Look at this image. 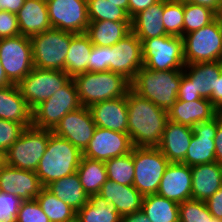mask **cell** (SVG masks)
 <instances>
[{
  "mask_svg": "<svg viewBox=\"0 0 222 222\" xmlns=\"http://www.w3.org/2000/svg\"><path fill=\"white\" fill-rule=\"evenodd\" d=\"M126 98L128 134L133 147H157L168 121V111L141 97L131 88Z\"/></svg>",
  "mask_w": 222,
  "mask_h": 222,
  "instance_id": "1",
  "label": "cell"
},
{
  "mask_svg": "<svg viewBox=\"0 0 222 222\" xmlns=\"http://www.w3.org/2000/svg\"><path fill=\"white\" fill-rule=\"evenodd\" d=\"M82 152L67 139L49 130L46 151L35 171L43 187L63 177L76 173Z\"/></svg>",
  "mask_w": 222,
  "mask_h": 222,
  "instance_id": "2",
  "label": "cell"
},
{
  "mask_svg": "<svg viewBox=\"0 0 222 222\" xmlns=\"http://www.w3.org/2000/svg\"><path fill=\"white\" fill-rule=\"evenodd\" d=\"M182 71H155L143 66L131 81V89L159 108L168 111L177 100Z\"/></svg>",
  "mask_w": 222,
  "mask_h": 222,
  "instance_id": "3",
  "label": "cell"
},
{
  "mask_svg": "<svg viewBox=\"0 0 222 222\" xmlns=\"http://www.w3.org/2000/svg\"><path fill=\"white\" fill-rule=\"evenodd\" d=\"M81 106L126 96L131 82L123 75L111 71L77 74L73 77Z\"/></svg>",
  "mask_w": 222,
  "mask_h": 222,
  "instance_id": "4",
  "label": "cell"
},
{
  "mask_svg": "<svg viewBox=\"0 0 222 222\" xmlns=\"http://www.w3.org/2000/svg\"><path fill=\"white\" fill-rule=\"evenodd\" d=\"M30 38L34 67L65 71L71 32L51 28Z\"/></svg>",
  "mask_w": 222,
  "mask_h": 222,
  "instance_id": "5",
  "label": "cell"
},
{
  "mask_svg": "<svg viewBox=\"0 0 222 222\" xmlns=\"http://www.w3.org/2000/svg\"><path fill=\"white\" fill-rule=\"evenodd\" d=\"M143 66L155 71L183 70L185 64L183 39L163 35L142 42Z\"/></svg>",
  "mask_w": 222,
  "mask_h": 222,
  "instance_id": "6",
  "label": "cell"
},
{
  "mask_svg": "<svg viewBox=\"0 0 222 222\" xmlns=\"http://www.w3.org/2000/svg\"><path fill=\"white\" fill-rule=\"evenodd\" d=\"M182 39L185 64L222 61V25L218 18Z\"/></svg>",
  "mask_w": 222,
  "mask_h": 222,
  "instance_id": "7",
  "label": "cell"
},
{
  "mask_svg": "<svg viewBox=\"0 0 222 222\" xmlns=\"http://www.w3.org/2000/svg\"><path fill=\"white\" fill-rule=\"evenodd\" d=\"M49 140V130L26 127L4 153V163L22 170L36 171Z\"/></svg>",
  "mask_w": 222,
  "mask_h": 222,
  "instance_id": "8",
  "label": "cell"
},
{
  "mask_svg": "<svg viewBox=\"0 0 222 222\" xmlns=\"http://www.w3.org/2000/svg\"><path fill=\"white\" fill-rule=\"evenodd\" d=\"M133 186L143 195L156 194L170 163L157 147H133Z\"/></svg>",
  "mask_w": 222,
  "mask_h": 222,
  "instance_id": "9",
  "label": "cell"
},
{
  "mask_svg": "<svg viewBox=\"0 0 222 222\" xmlns=\"http://www.w3.org/2000/svg\"><path fill=\"white\" fill-rule=\"evenodd\" d=\"M81 107L76 84L71 78L60 90L32 110V126L53 130L60 120Z\"/></svg>",
  "mask_w": 222,
  "mask_h": 222,
  "instance_id": "10",
  "label": "cell"
},
{
  "mask_svg": "<svg viewBox=\"0 0 222 222\" xmlns=\"http://www.w3.org/2000/svg\"><path fill=\"white\" fill-rule=\"evenodd\" d=\"M0 63L8 80L17 85L34 68L30 38L18 35L0 39Z\"/></svg>",
  "mask_w": 222,
  "mask_h": 222,
  "instance_id": "11",
  "label": "cell"
},
{
  "mask_svg": "<svg viewBox=\"0 0 222 222\" xmlns=\"http://www.w3.org/2000/svg\"><path fill=\"white\" fill-rule=\"evenodd\" d=\"M70 79L65 71L34 67L17 85L27 105L33 110L60 90Z\"/></svg>",
  "mask_w": 222,
  "mask_h": 222,
  "instance_id": "12",
  "label": "cell"
},
{
  "mask_svg": "<svg viewBox=\"0 0 222 222\" xmlns=\"http://www.w3.org/2000/svg\"><path fill=\"white\" fill-rule=\"evenodd\" d=\"M52 28L74 34L85 33L90 21L87 0H46Z\"/></svg>",
  "mask_w": 222,
  "mask_h": 222,
  "instance_id": "13",
  "label": "cell"
},
{
  "mask_svg": "<svg viewBox=\"0 0 222 222\" xmlns=\"http://www.w3.org/2000/svg\"><path fill=\"white\" fill-rule=\"evenodd\" d=\"M141 67L142 43L132 31L109 47V71L121 74L131 82Z\"/></svg>",
  "mask_w": 222,
  "mask_h": 222,
  "instance_id": "14",
  "label": "cell"
},
{
  "mask_svg": "<svg viewBox=\"0 0 222 222\" xmlns=\"http://www.w3.org/2000/svg\"><path fill=\"white\" fill-rule=\"evenodd\" d=\"M96 130L92 114L88 107L81 106L68 112L52 130V132L83 152Z\"/></svg>",
  "mask_w": 222,
  "mask_h": 222,
  "instance_id": "15",
  "label": "cell"
},
{
  "mask_svg": "<svg viewBox=\"0 0 222 222\" xmlns=\"http://www.w3.org/2000/svg\"><path fill=\"white\" fill-rule=\"evenodd\" d=\"M132 148L133 145L128 133L96 127L92 139L82 152V156L105 162L130 153Z\"/></svg>",
  "mask_w": 222,
  "mask_h": 222,
  "instance_id": "16",
  "label": "cell"
},
{
  "mask_svg": "<svg viewBox=\"0 0 222 222\" xmlns=\"http://www.w3.org/2000/svg\"><path fill=\"white\" fill-rule=\"evenodd\" d=\"M217 128L218 115L210 121L200 122L192 127L191 143L181 163L192 167L216 162L214 138Z\"/></svg>",
  "mask_w": 222,
  "mask_h": 222,
  "instance_id": "17",
  "label": "cell"
},
{
  "mask_svg": "<svg viewBox=\"0 0 222 222\" xmlns=\"http://www.w3.org/2000/svg\"><path fill=\"white\" fill-rule=\"evenodd\" d=\"M41 185L34 171L22 170L3 164L0 169V192L19 197L22 201L33 200L40 193Z\"/></svg>",
  "mask_w": 222,
  "mask_h": 222,
  "instance_id": "18",
  "label": "cell"
},
{
  "mask_svg": "<svg viewBox=\"0 0 222 222\" xmlns=\"http://www.w3.org/2000/svg\"><path fill=\"white\" fill-rule=\"evenodd\" d=\"M156 194L178 204L192 199L191 167L181 162H170L165 169Z\"/></svg>",
  "mask_w": 222,
  "mask_h": 222,
  "instance_id": "19",
  "label": "cell"
},
{
  "mask_svg": "<svg viewBox=\"0 0 222 222\" xmlns=\"http://www.w3.org/2000/svg\"><path fill=\"white\" fill-rule=\"evenodd\" d=\"M89 110L96 127L128 133L126 96L95 103Z\"/></svg>",
  "mask_w": 222,
  "mask_h": 222,
  "instance_id": "20",
  "label": "cell"
},
{
  "mask_svg": "<svg viewBox=\"0 0 222 222\" xmlns=\"http://www.w3.org/2000/svg\"><path fill=\"white\" fill-rule=\"evenodd\" d=\"M217 115L218 109L206 98L189 102L177 99L168 110L169 121L189 127L210 121Z\"/></svg>",
  "mask_w": 222,
  "mask_h": 222,
  "instance_id": "21",
  "label": "cell"
},
{
  "mask_svg": "<svg viewBox=\"0 0 222 222\" xmlns=\"http://www.w3.org/2000/svg\"><path fill=\"white\" fill-rule=\"evenodd\" d=\"M192 136V127L168 120L157 148L169 162L180 163L186 156Z\"/></svg>",
  "mask_w": 222,
  "mask_h": 222,
  "instance_id": "22",
  "label": "cell"
},
{
  "mask_svg": "<svg viewBox=\"0 0 222 222\" xmlns=\"http://www.w3.org/2000/svg\"><path fill=\"white\" fill-rule=\"evenodd\" d=\"M98 195L108 204L113 203L121 216L140 211L144 197L133 185H122L108 179L103 183Z\"/></svg>",
  "mask_w": 222,
  "mask_h": 222,
  "instance_id": "23",
  "label": "cell"
},
{
  "mask_svg": "<svg viewBox=\"0 0 222 222\" xmlns=\"http://www.w3.org/2000/svg\"><path fill=\"white\" fill-rule=\"evenodd\" d=\"M17 20L20 35L28 37L52 28L46 0H25L17 13Z\"/></svg>",
  "mask_w": 222,
  "mask_h": 222,
  "instance_id": "24",
  "label": "cell"
},
{
  "mask_svg": "<svg viewBox=\"0 0 222 222\" xmlns=\"http://www.w3.org/2000/svg\"><path fill=\"white\" fill-rule=\"evenodd\" d=\"M192 199L206 202L222 187V165L217 162L191 167Z\"/></svg>",
  "mask_w": 222,
  "mask_h": 222,
  "instance_id": "25",
  "label": "cell"
},
{
  "mask_svg": "<svg viewBox=\"0 0 222 222\" xmlns=\"http://www.w3.org/2000/svg\"><path fill=\"white\" fill-rule=\"evenodd\" d=\"M0 119L21 123L25 128L32 126V110L16 84L0 88Z\"/></svg>",
  "mask_w": 222,
  "mask_h": 222,
  "instance_id": "26",
  "label": "cell"
},
{
  "mask_svg": "<svg viewBox=\"0 0 222 222\" xmlns=\"http://www.w3.org/2000/svg\"><path fill=\"white\" fill-rule=\"evenodd\" d=\"M183 73L191 80L195 91L209 99L216 92L217 79L222 73V61L186 64Z\"/></svg>",
  "mask_w": 222,
  "mask_h": 222,
  "instance_id": "27",
  "label": "cell"
},
{
  "mask_svg": "<svg viewBox=\"0 0 222 222\" xmlns=\"http://www.w3.org/2000/svg\"><path fill=\"white\" fill-rule=\"evenodd\" d=\"M163 11L164 0H160L131 18V31L141 42L145 39L168 35L163 25Z\"/></svg>",
  "mask_w": 222,
  "mask_h": 222,
  "instance_id": "28",
  "label": "cell"
},
{
  "mask_svg": "<svg viewBox=\"0 0 222 222\" xmlns=\"http://www.w3.org/2000/svg\"><path fill=\"white\" fill-rule=\"evenodd\" d=\"M131 32V22L90 21L85 34L93 45L111 47Z\"/></svg>",
  "mask_w": 222,
  "mask_h": 222,
  "instance_id": "29",
  "label": "cell"
},
{
  "mask_svg": "<svg viewBox=\"0 0 222 222\" xmlns=\"http://www.w3.org/2000/svg\"><path fill=\"white\" fill-rule=\"evenodd\" d=\"M45 188L76 212L89 201V195L84 191L77 172L56 180Z\"/></svg>",
  "mask_w": 222,
  "mask_h": 222,
  "instance_id": "30",
  "label": "cell"
},
{
  "mask_svg": "<svg viewBox=\"0 0 222 222\" xmlns=\"http://www.w3.org/2000/svg\"><path fill=\"white\" fill-rule=\"evenodd\" d=\"M92 48L93 44L85 33H71L70 47L65 59V72L71 78L77 74L87 72Z\"/></svg>",
  "mask_w": 222,
  "mask_h": 222,
  "instance_id": "31",
  "label": "cell"
},
{
  "mask_svg": "<svg viewBox=\"0 0 222 222\" xmlns=\"http://www.w3.org/2000/svg\"><path fill=\"white\" fill-rule=\"evenodd\" d=\"M77 222H121V215L113 203L98 194L89 196V201L76 212Z\"/></svg>",
  "mask_w": 222,
  "mask_h": 222,
  "instance_id": "32",
  "label": "cell"
},
{
  "mask_svg": "<svg viewBox=\"0 0 222 222\" xmlns=\"http://www.w3.org/2000/svg\"><path fill=\"white\" fill-rule=\"evenodd\" d=\"M141 211L151 222H179V204L157 194L143 197Z\"/></svg>",
  "mask_w": 222,
  "mask_h": 222,
  "instance_id": "33",
  "label": "cell"
},
{
  "mask_svg": "<svg viewBox=\"0 0 222 222\" xmlns=\"http://www.w3.org/2000/svg\"><path fill=\"white\" fill-rule=\"evenodd\" d=\"M76 172L84 191L89 196L98 194L103 183L108 179L104 161L90 159L83 156Z\"/></svg>",
  "mask_w": 222,
  "mask_h": 222,
  "instance_id": "34",
  "label": "cell"
},
{
  "mask_svg": "<svg viewBox=\"0 0 222 222\" xmlns=\"http://www.w3.org/2000/svg\"><path fill=\"white\" fill-rule=\"evenodd\" d=\"M50 222H74L76 211L43 187L35 198Z\"/></svg>",
  "mask_w": 222,
  "mask_h": 222,
  "instance_id": "35",
  "label": "cell"
},
{
  "mask_svg": "<svg viewBox=\"0 0 222 222\" xmlns=\"http://www.w3.org/2000/svg\"><path fill=\"white\" fill-rule=\"evenodd\" d=\"M108 180L122 185H133L134 163L133 148L130 153L105 161Z\"/></svg>",
  "mask_w": 222,
  "mask_h": 222,
  "instance_id": "36",
  "label": "cell"
},
{
  "mask_svg": "<svg viewBox=\"0 0 222 222\" xmlns=\"http://www.w3.org/2000/svg\"><path fill=\"white\" fill-rule=\"evenodd\" d=\"M89 21L131 22L128 13L107 0H87Z\"/></svg>",
  "mask_w": 222,
  "mask_h": 222,
  "instance_id": "37",
  "label": "cell"
},
{
  "mask_svg": "<svg viewBox=\"0 0 222 222\" xmlns=\"http://www.w3.org/2000/svg\"><path fill=\"white\" fill-rule=\"evenodd\" d=\"M217 18V13L206 6L184 2L183 35L207 26Z\"/></svg>",
  "mask_w": 222,
  "mask_h": 222,
  "instance_id": "38",
  "label": "cell"
},
{
  "mask_svg": "<svg viewBox=\"0 0 222 222\" xmlns=\"http://www.w3.org/2000/svg\"><path fill=\"white\" fill-rule=\"evenodd\" d=\"M163 25L168 35L183 36L184 1L164 0Z\"/></svg>",
  "mask_w": 222,
  "mask_h": 222,
  "instance_id": "39",
  "label": "cell"
},
{
  "mask_svg": "<svg viewBox=\"0 0 222 222\" xmlns=\"http://www.w3.org/2000/svg\"><path fill=\"white\" fill-rule=\"evenodd\" d=\"M179 222H222L213 217L206 202L189 199L179 203Z\"/></svg>",
  "mask_w": 222,
  "mask_h": 222,
  "instance_id": "40",
  "label": "cell"
},
{
  "mask_svg": "<svg viewBox=\"0 0 222 222\" xmlns=\"http://www.w3.org/2000/svg\"><path fill=\"white\" fill-rule=\"evenodd\" d=\"M24 129L21 123L0 119V152L4 154L20 137Z\"/></svg>",
  "mask_w": 222,
  "mask_h": 222,
  "instance_id": "41",
  "label": "cell"
},
{
  "mask_svg": "<svg viewBox=\"0 0 222 222\" xmlns=\"http://www.w3.org/2000/svg\"><path fill=\"white\" fill-rule=\"evenodd\" d=\"M16 222H50L36 199L22 201Z\"/></svg>",
  "mask_w": 222,
  "mask_h": 222,
  "instance_id": "42",
  "label": "cell"
},
{
  "mask_svg": "<svg viewBox=\"0 0 222 222\" xmlns=\"http://www.w3.org/2000/svg\"><path fill=\"white\" fill-rule=\"evenodd\" d=\"M21 202L17 196L0 192V222H16Z\"/></svg>",
  "mask_w": 222,
  "mask_h": 222,
  "instance_id": "43",
  "label": "cell"
},
{
  "mask_svg": "<svg viewBox=\"0 0 222 222\" xmlns=\"http://www.w3.org/2000/svg\"><path fill=\"white\" fill-rule=\"evenodd\" d=\"M109 70V47L93 45L88 60L87 71L102 72Z\"/></svg>",
  "mask_w": 222,
  "mask_h": 222,
  "instance_id": "44",
  "label": "cell"
},
{
  "mask_svg": "<svg viewBox=\"0 0 222 222\" xmlns=\"http://www.w3.org/2000/svg\"><path fill=\"white\" fill-rule=\"evenodd\" d=\"M20 35L17 14L0 11V39Z\"/></svg>",
  "mask_w": 222,
  "mask_h": 222,
  "instance_id": "45",
  "label": "cell"
},
{
  "mask_svg": "<svg viewBox=\"0 0 222 222\" xmlns=\"http://www.w3.org/2000/svg\"><path fill=\"white\" fill-rule=\"evenodd\" d=\"M201 98L202 97L199 95V93L195 91L191 80L182 71V78L179 91L177 93V99L180 101L189 102L199 100Z\"/></svg>",
  "mask_w": 222,
  "mask_h": 222,
  "instance_id": "46",
  "label": "cell"
},
{
  "mask_svg": "<svg viewBox=\"0 0 222 222\" xmlns=\"http://www.w3.org/2000/svg\"><path fill=\"white\" fill-rule=\"evenodd\" d=\"M206 205L213 217L222 219V187L206 201Z\"/></svg>",
  "mask_w": 222,
  "mask_h": 222,
  "instance_id": "47",
  "label": "cell"
},
{
  "mask_svg": "<svg viewBox=\"0 0 222 222\" xmlns=\"http://www.w3.org/2000/svg\"><path fill=\"white\" fill-rule=\"evenodd\" d=\"M160 0H129V17L132 18L138 12L147 9Z\"/></svg>",
  "mask_w": 222,
  "mask_h": 222,
  "instance_id": "48",
  "label": "cell"
},
{
  "mask_svg": "<svg viewBox=\"0 0 222 222\" xmlns=\"http://www.w3.org/2000/svg\"><path fill=\"white\" fill-rule=\"evenodd\" d=\"M214 140H215L216 162L222 165V120L219 115H218V128Z\"/></svg>",
  "mask_w": 222,
  "mask_h": 222,
  "instance_id": "49",
  "label": "cell"
},
{
  "mask_svg": "<svg viewBox=\"0 0 222 222\" xmlns=\"http://www.w3.org/2000/svg\"><path fill=\"white\" fill-rule=\"evenodd\" d=\"M25 0H0V11L17 14Z\"/></svg>",
  "mask_w": 222,
  "mask_h": 222,
  "instance_id": "50",
  "label": "cell"
},
{
  "mask_svg": "<svg viewBox=\"0 0 222 222\" xmlns=\"http://www.w3.org/2000/svg\"><path fill=\"white\" fill-rule=\"evenodd\" d=\"M218 110L222 107V73L217 79L216 92H212L208 99Z\"/></svg>",
  "mask_w": 222,
  "mask_h": 222,
  "instance_id": "51",
  "label": "cell"
},
{
  "mask_svg": "<svg viewBox=\"0 0 222 222\" xmlns=\"http://www.w3.org/2000/svg\"><path fill=\"white\" fill-rule=\"evenodd\" d=\"M121 222H151L141 210L121 216Z\"/></svg>",
  "mask_w": 222,
  "mask_h": 222,
  "instance_id": "52",
  "label": "cell"
},
{
  "mask_svg": "<svg viewBox=\"0 0 222 222\" xmlns=\"http://www.w3.org/2000/svg\"><path fill=\"white\" fill-rule=\"evenodd\" d=\"M182 1L209 7L216 13L219 12L222 3V0H182Z\"/></svg>",
  "mask_w": 222,
  "mask_h": 222,
  "instance_id": "53",
  "label": "cell"
},
{
  "mask_svg": "<svg viewBox=\"0 0 222 222\" xmlns=\"http://www.w3.org/2000/svg\"><path fill=\"white\" fill-rule=\"evenodd\" d=\"M12 83L8 80L4 68L2 67L0 63V88L1 87H6L8 85H11Z\"/></svg>",
  "mask_w": 222,
  "mask_h": 222,
  "instance_id": "54",
  "label": "cell"
},
{
  "mask_svg": "<svg viewBox=\"0 0 222 222\" xmlns=\"http://www.w3.org/2000/svg\"><path fill=\"white\" fill-rule=\"evenodd\" d=\"M112 2L114 5L123 8L129 16V0H107Z\"/></svg>",
  "mask_w": 222,
  "mask_h": 222,
  "instance_id": "55",
  "label": "cell"
},
{
  "mask_svg": "<svg viewBox=\"0 0 222 222\" xmlns=\"http://www.w3.org/2000/svg\"><path fill=\"white\" fill-rule=\"evenodd\" d=\"M217 18L219 19L221 25H222V3L219 12L217 13Z\"/></svg>",
  "mask_w": 222,
  "mask_h": 222,
  "instance_id": "56",
  "label": "cell"
},
{
  "mask_svg": "<svg viewBox=\"0 0 222 222\" xmlns=\"http://www.w3.org/2000/svg\"><path fill=\"white\" fill-rule=\"evenodd\" d=\"M3 164H4V154L2 152H0V169Z\"/></svg>",
  "mask_w": 222,
  "mask_h": 222,
  "instance_id": "57",
  "label": "cell"
},
{
  "mask_svg": "<svg viewBox=\"0 0 222 222\" xmlns=\"http://www.w3.org/2000/svg\"><path fill=\"white\" fill-rule=\"evenodd\" d=\"M218 115L221 117L222 120V107L218 110Z\"/></svg>",
  "mask_w": 222,
  "mask_h": 222,
  "instance_id": "58",
  "label": "cell"
}]
</instances>
